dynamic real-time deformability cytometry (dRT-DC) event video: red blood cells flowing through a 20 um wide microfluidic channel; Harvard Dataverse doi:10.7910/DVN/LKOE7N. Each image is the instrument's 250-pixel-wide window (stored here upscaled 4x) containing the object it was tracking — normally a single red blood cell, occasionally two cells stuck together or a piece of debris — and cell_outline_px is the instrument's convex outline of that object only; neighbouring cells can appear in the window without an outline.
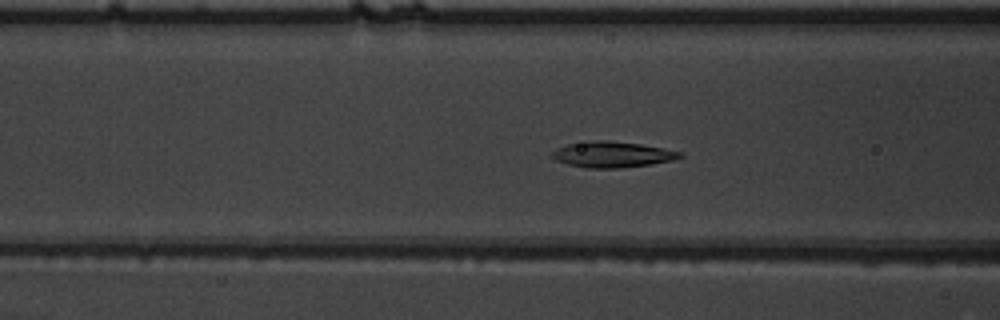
{"species": "common noctule bat (a hibernating species)", "species_latin": "Nyctalus noctula", "temperature_condition": "warm", "stored_images_in_passage": 54, "camera_frame_rate_fps": 3000, "um_per_image_px": 0.085, "animal": {"sex": "male", "body_mass_g": 19.5, "forearm_length_mm": 54.6}, "frame": {"image": 1, "passage_image": 22, "time_ms": 7.0, "image_size_px": [1000, 320], "cell_outline_px": [[684, 156], [672, 160], [652, 164], [620, 168], [584, 168], [568, 164], [556, 160], [552, 156], [552, 152], [556, 148], [568, 144], [588, 140], [604, 140], [640, 144], [684, 152]], "centroid_in_image_um": [52.05, 13.13], "position_along_channel_um": 114.6, "area_um2": 19.31}}
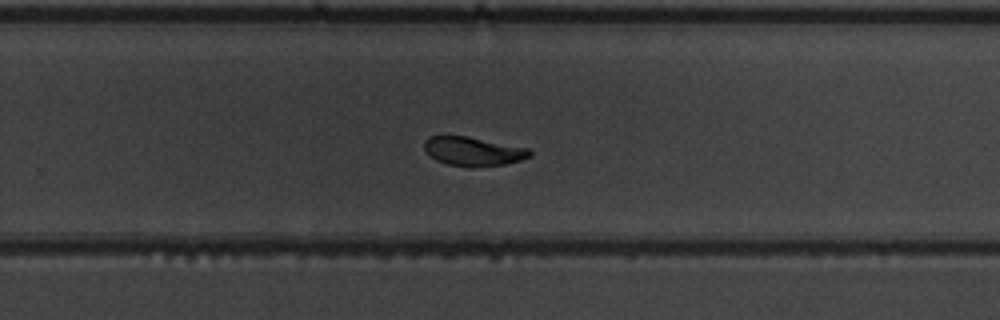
{"frame": {"image": 2, "passage_image": 36, "time_ms": 11.667, "image_size_px": [1000, 320], "cell_outline_px": [[532, 156], [520, 160], [504, 164], [472, 168], [468, 168], [448, 164], [436, 160], [424, 148], [424, 140], [428, 136], [468, 136], [528, 148], [532, 152]], "centroid_in_image_um": [40.23, 12.87], "position_along_channel_um": 289.6, "area_um2": 17.86}}
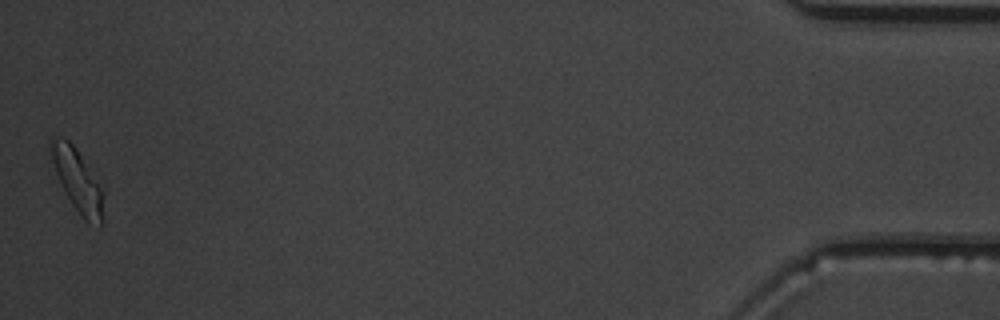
{"frame": {"image": 3, "passage_image": 54, "time_ms": 17.667, "image_size_px": [1000, 320], "cell_outline_px": [[104, 220], [100, 228], [88, 224], [84, 220], [72, 204], [56, 172], [48, 152], [48, 140], [56, 136], [60, 136], [68, 140], [76, 148], [104, 192]], "centroid_in_image_um": [6.6, 15.37], "position_along_channel_um": 428.6, "area_um2": 19.36}, "authors_computed_cell_mechanics": {"area_um2": 18.9584, "velocity_mm_per_s": 3.7635, "shape_relaxation_time_tau1_ms": 2.9462, "shape_relaxation_time_tau2_ms": 2.5164, "deformation_change_tau1": 0.135, "deformation_change_tau2": 0.0747}}